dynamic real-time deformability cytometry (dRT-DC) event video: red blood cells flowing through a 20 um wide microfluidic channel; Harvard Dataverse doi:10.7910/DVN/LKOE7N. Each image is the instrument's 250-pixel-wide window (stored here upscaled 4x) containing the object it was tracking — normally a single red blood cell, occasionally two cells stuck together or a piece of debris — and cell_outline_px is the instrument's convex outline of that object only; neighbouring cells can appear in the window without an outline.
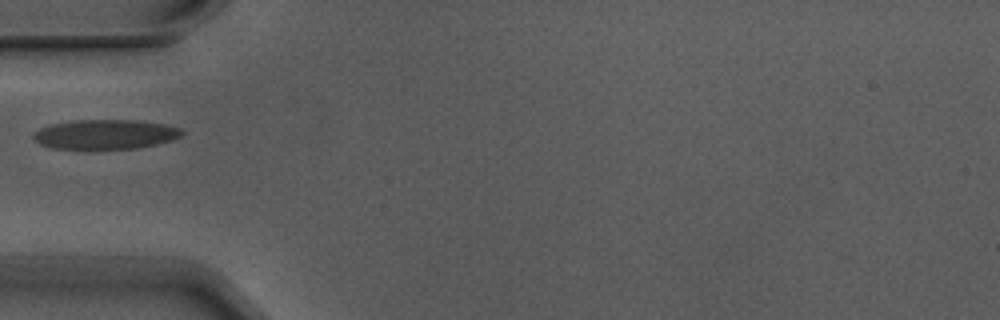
{"species": "Egyptian fruit bat (a non-hibernating species)", "species_latin": "Rousettus aegyptiacus", "temperature_condition": "warm", "stored_images_in_passage": 1, "camera_frame_rate_fps": 3000, "um_per_image_px": 0.085, "animal": {"sex": "male"}, "frame": {"image": 1, "passage_image": 1, "time_ms": 0.0, "image_size_px": [1000, 320], "cell_outline_px": [[184, 132], [180, 136], [172, 140], [156, 144], [136, 148], [52, 148], [40, 144], [32, 136], [40, 128], [52, 124], [76, 120], [136, 120], [164, 124], [180, 128]], "centroid_in_image_um": [8.97, 11.41], "position_along_channel_um": 76.0, "area_um2": 25.2}}